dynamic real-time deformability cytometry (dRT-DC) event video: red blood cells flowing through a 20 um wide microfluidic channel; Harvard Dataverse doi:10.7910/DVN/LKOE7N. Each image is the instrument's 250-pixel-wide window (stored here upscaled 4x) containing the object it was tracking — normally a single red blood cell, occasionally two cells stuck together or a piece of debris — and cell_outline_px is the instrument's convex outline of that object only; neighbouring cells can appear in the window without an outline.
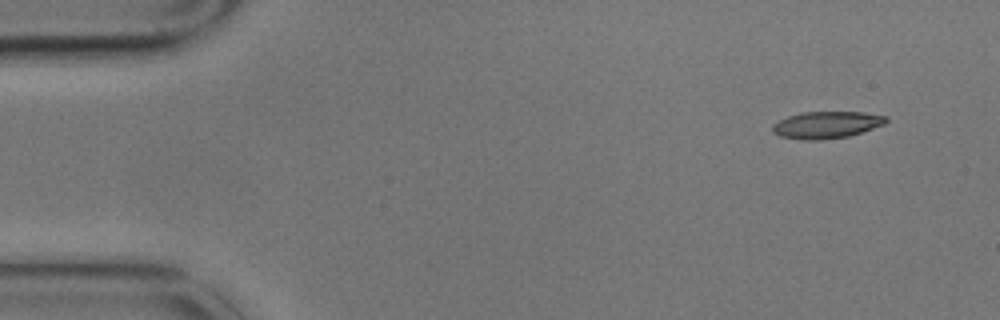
{"species": "common noctule bat (a hibernating species)", "species_latin": "Nyctalus noctula", "temperature_condition": "cold", "stored_images_in_passage": 9, "camera_frame_rate_fps": 3000, "um_per_image_px": 0.085, "animal": {"sex": "male", "body_mass_g": 17.9}, "frame": {"image": 1, "passage_image": 1, "time_ms": 0.0, "image_size_px": [1000, 320], "cell_outline_px": [[888, 120], [884, 124], [848, 136], [820, 140], [804, 140], [780, 136], [772, 132], [772, 124], [788, 116], [800, 112], [864, 112], [888, 116]], "centroid_in_image_um": [70.24, 10.6], "position_along_channel_um": 14.8, "area_um2": 17.8}}
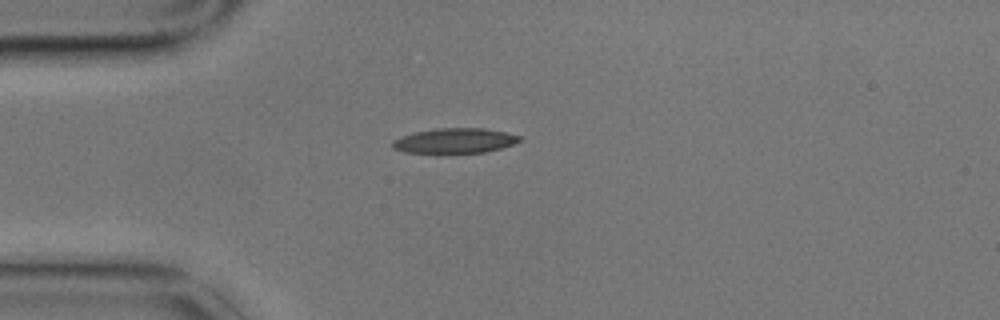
{"frame": {"image": 2, "passage_image": 4, "time_ms": 1.0, "image_size_px": [1000, 320], "cell_outline_px": [[524, 140], [500, 148], [484, 152], [404, 152], [392, 148], [392, 140], [400, 136], [416, 132], [436, 128], [484, 128], [508, 132], [520, 136]], "centroid_in_image_um": [38.67, 11.94], "position_along_channel_um": 46.3, "area_um2": 18.38}}
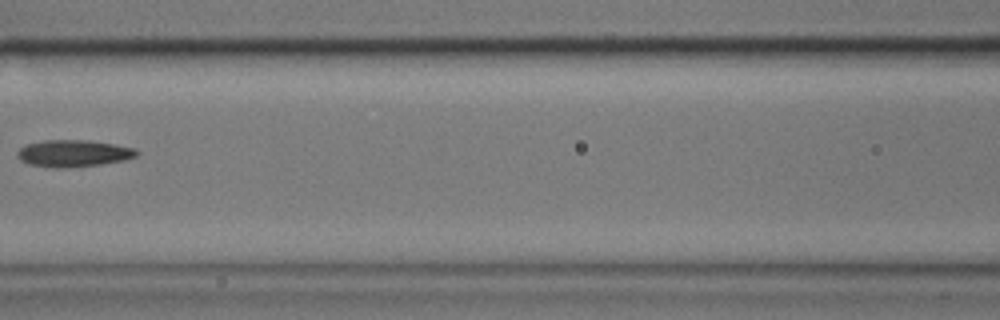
{"frame": {"image": 3, "passage_image": 7, "time_ms": 2.0, "image_size_px": [1000, 320], "cell_outline_px": [[140, 152], [136, 156], [124, 160], [100, 164], [56, 168], [28, 164], [20, 160], [16, 156], [16, 152], [24, 144], [44, 140], [88, 140], [136, 148]], "centroid_in_image_um": [6.21, 13.02], "position_along_channel_um": 160.4, "area_um2": 18.67}}